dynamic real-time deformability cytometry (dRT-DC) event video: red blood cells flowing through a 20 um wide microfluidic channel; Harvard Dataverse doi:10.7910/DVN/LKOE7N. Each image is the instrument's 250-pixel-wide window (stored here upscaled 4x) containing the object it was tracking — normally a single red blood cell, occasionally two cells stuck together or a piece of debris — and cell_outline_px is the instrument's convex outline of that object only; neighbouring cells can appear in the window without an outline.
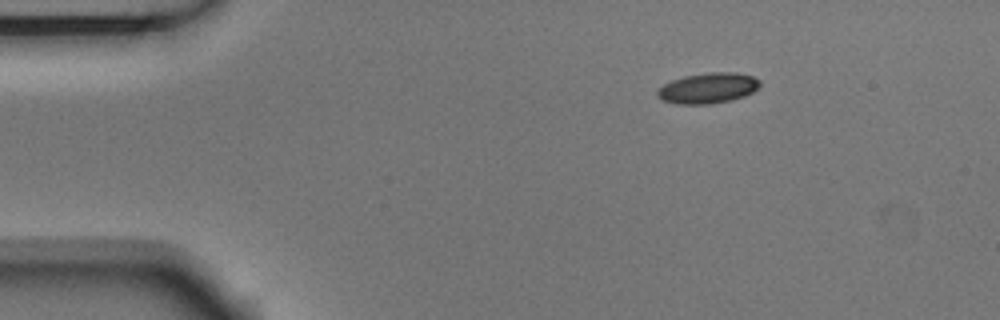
{"species": "Egyptian fruit bat (a non-hibernating species)", "species_latin": "Rousettus aegyptiacus", "temperature_condition": "room temperature", "stored_images_in_passage": 4, "camera_frame_rate_fps": 3000, "um_per_image_px": 0.085, "animal": {"sex": "male"}, "frame": {"image": 1, "passage_image": 1, "time_ms": 0.0, "image_size_px": [1000, 320], "cell_outline_px": [[760, 84], [752, 92], [744, 96], [732, 100], [708, 104], [676, 104], [664, 100], [656, 92], [664, 84], [672, 80], [684, 76], [708, 72], [736, 72], [752, 76], [760, 80]], "centroid_in_image_um": [60.2, 7.48], "position_along_channel_um": 24.8, "area_um2": 18.09}}